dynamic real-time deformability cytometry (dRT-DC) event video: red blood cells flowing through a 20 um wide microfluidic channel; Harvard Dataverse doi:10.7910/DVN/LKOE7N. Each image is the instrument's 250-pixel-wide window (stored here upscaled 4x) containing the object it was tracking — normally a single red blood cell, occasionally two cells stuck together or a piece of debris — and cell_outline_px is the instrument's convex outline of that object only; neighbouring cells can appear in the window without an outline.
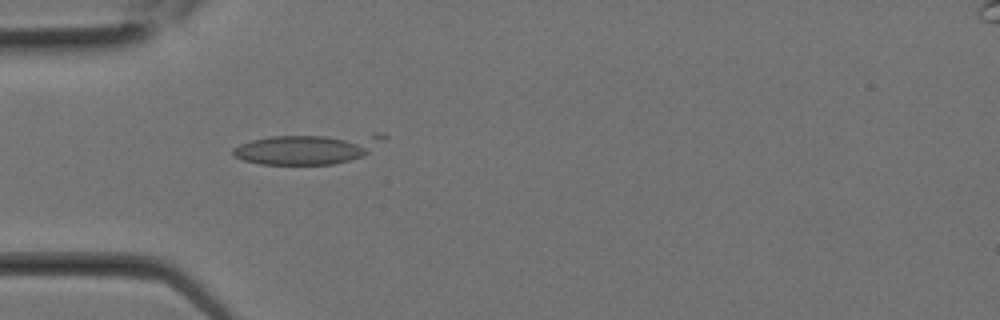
{"species": "Egyptian fruit bat (a non-hibernating species)", "species_latin": "Rousettus aegyptiacus", "temperature_condition": "room temperature", "stored_images_in_passage": 2, "camera_frame_rate_fps": 3000, "um_per_image_px": 0.085, "animal": {"sex": "female"}, "frame": {"image": 1, "passage_image": 2, "time_ms": 0.333, "image_size_px": [1000, 320], "cell_outline_px": [[388, 136], [384, 140], [364, 156], [332, 164], [260, 164], [244, 160], [232, 156], [232, 148], [240, 144], [252, 140], [272, 136], [376, 132], [384, 132]], "centroid_in_image_um": [26.23, 12.61], "position_along_channel_um": 58.8, "area_um2": 27.22}}